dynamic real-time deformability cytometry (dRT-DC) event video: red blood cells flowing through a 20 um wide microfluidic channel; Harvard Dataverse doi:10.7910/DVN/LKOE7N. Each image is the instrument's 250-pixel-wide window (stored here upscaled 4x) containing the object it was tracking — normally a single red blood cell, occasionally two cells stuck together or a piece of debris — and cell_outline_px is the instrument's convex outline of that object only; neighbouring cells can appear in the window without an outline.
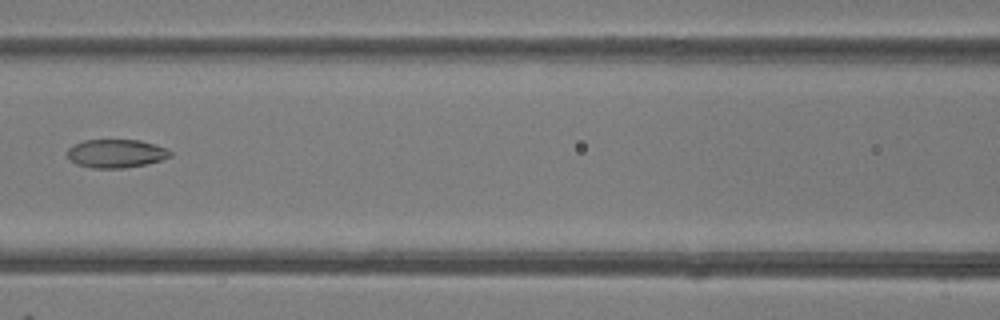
{"species": "common noctule bat (a hibernating species)", "species_latin": "Nyctalus noctula", "temperature_condition": "room temperature", "stored_images_in_passage": 4, "camera_frame_rate_fps": 3000, "um_per_image_px": 0.085, "animal": {"sex": "female"}, "frame": {"image": 1, "passage_image": 3, "time_ms": 2.333, "image_size_px": [1000, 320], "cell_outline_px": [[172, 156], [148, 164], [124, 168], [92, 168], [76, 164], [68, 156], [68, 148], [72, 144], [84, 140], [140, 140], [164, 148], [172, 152]], "centroid_in_image_um": [9.85, 13.05], "position_along_channel_um": 156.8, "area_um2": 16.99}}
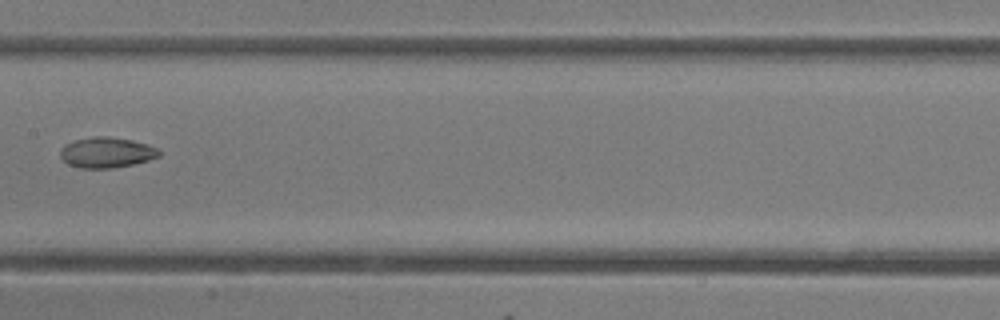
{"frame": {"image": 2, "passage_image": 4, "time_ms": 3.333, "image_size_px": [1000, 320], "cell_outline_px": [[160, 156], [148, 160], [132, 164], [112, 168], [80, 168], [68, 164], [60, 156], [60, 148], [64, 144], [76, 140], [92, 136], [108, 136], [132, 140], [160, 148]], "centroid_in_image_um": [9.05, 12.95], "position_along_channel_um": 198.3, "area_um2": 17.63}}